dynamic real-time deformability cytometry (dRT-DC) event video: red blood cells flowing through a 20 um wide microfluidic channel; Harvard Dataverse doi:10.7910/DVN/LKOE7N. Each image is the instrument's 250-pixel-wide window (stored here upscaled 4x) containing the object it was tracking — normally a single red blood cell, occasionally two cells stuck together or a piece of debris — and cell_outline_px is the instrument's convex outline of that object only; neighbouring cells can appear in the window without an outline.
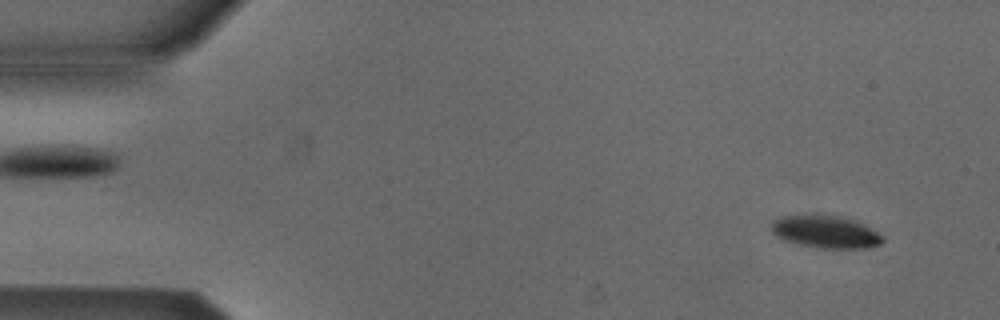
{"species": "Egyptian fruit bat (a non-hibernating species)", "species_latin": "Rousettus aegyptiacus", "temperature_condition": "cold", "stored_images_in_passage": 54, "camera_frame_rate_fps": 3000, "um_per_image_px": 0.085, "animal": {"sex": "male"}, "frame": {"image": 1, "passage_image": 5, "time_ms": 1.333, "image_size_px": [1000, 320], "cell_outline_px": [[884, 240], [880, 244], [868, 248], [816, 248], [796, 244], [784, 240], [776, 236], [772, 232], [772, 220], [784, 216], [840, 216], [856, 220], [884, 236]], "centroid_in_image_um": [70.19, 19.73], "position_along_channel_um": 14.8, "area_um2": 20.92}}
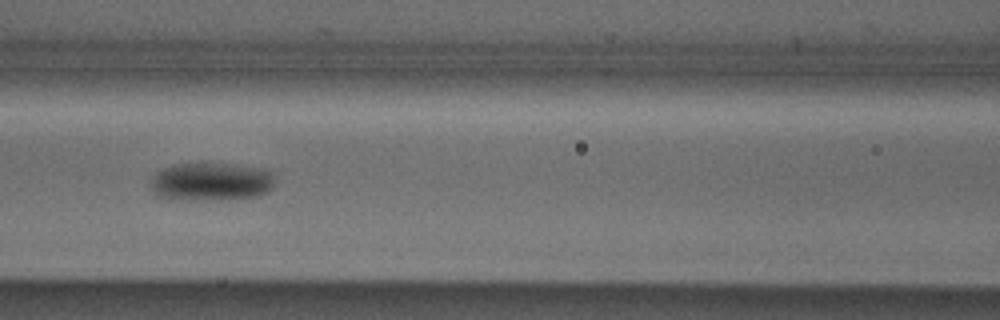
{"frame": {"image": 2, "passage_image": 24, "time_ms": 7.667, "image_size_px": [1000, 320], "cell_outline_px": [[272, 184], [268, 192], [256, 196], [220, 200], [180, 200], [160, 196], [152, 192], [152, 180], [156, 172], [164, 168], [176, 164], [224, 164], [256, 168], [268, 172], [272, 176]], "centroid_in_image_um": [17.88, 15.47], "position_along_channel_um": 148.7, "area_um2": 27.05}}
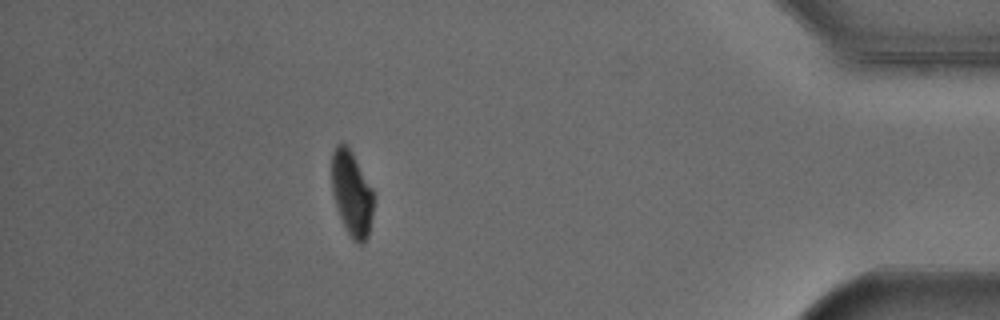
{"frame": {"image": 3, "passage_image": 48, "time_ms": 15.667, "image_size_px": [1000, 320], "cell_outline_px": [[372, 216], [368, 236], [364, 244], [360, 244], [352, 240], [340, 216], [332, 192], [332, 152], [336, 144], [340, 140], [348, 144], [372, 188]], "centroid_in_image_um": [29.88, 16.39], "position_along_channel_um": 405.3, "area_um2": 20.69}, "authors_computed_cell_mechanics": {"area_um2": 23.2356, "velocity_mm_per_s": 3.8533, "shape_relaxation_time_tau1_ms": 2.145, "shape_relaxation_time_tau2_ms": null, "deformation_change_tau1": 0.1026, "deformation_change_tau2": null}}